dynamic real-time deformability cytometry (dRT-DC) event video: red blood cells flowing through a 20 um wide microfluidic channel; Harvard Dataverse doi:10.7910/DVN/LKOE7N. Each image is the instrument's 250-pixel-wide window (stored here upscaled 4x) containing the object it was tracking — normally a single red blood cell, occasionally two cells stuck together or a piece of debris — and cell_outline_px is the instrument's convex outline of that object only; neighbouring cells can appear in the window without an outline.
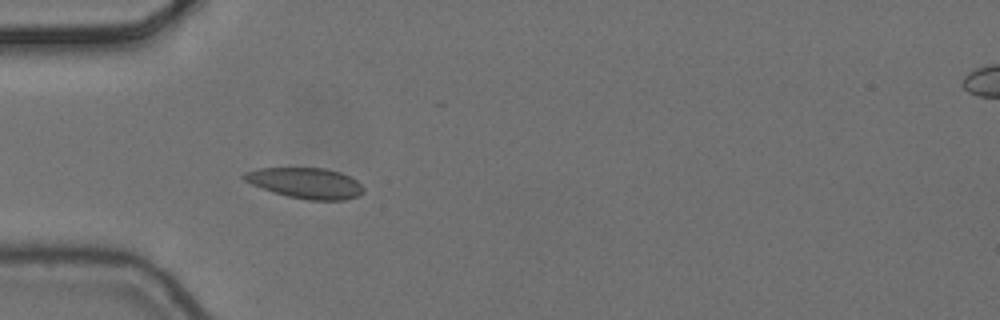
{"species": "common noctule bat (a hibernating species)", "species_latin": "Nyctalus noctula", "temperature_condition": "cold", "stored_images_in_passage": 3, "camera_frame_rate_fps": 3000, "um_per_image_px": 0.085, "animal": {"sex": "female", "body_mass_g": 24.6, "forearm_length_mm": 56.2}, "frame": {"image": 1, "passage_image": 3, "time_ms": 0.667, "image_size_px": [1000, 320], "cell_outline_px": [[364, 192], [360, 196], [344, 200], [308, 200], [288, 196], [272, 192], [252, 184], [244, 180], [240, 176], [244, 172], [260, 168], [324, 168], [340, 172], [356, 180], [364, 188]], "centroid_in_image_um": [25.98, 15.56], "position_along_channel_um": 59.0, "area_um2": 21.39}}